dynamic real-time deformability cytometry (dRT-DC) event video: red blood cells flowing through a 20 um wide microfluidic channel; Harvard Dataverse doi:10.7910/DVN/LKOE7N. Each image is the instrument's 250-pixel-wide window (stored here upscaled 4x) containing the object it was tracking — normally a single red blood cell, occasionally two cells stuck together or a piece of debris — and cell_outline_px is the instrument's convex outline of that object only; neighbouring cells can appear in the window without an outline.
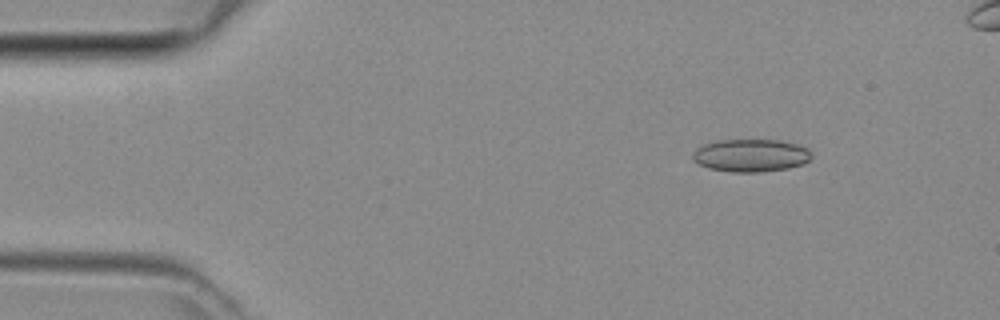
{"species": "common noctule bat (a hibernating species)", "species_latin": "Nyctalus noctula", "temperature_condition": "room temperature", "stored_images_in_passage": 43, "camera_frame_rate_fps": 3000, "um_per_image_px": 0.085, "animal": {"sex": "female", "body_mass_g": 29.2, "forearm_length_mm": 56.3}, "frame": {"image": 1, "passage_image": 4, "time_ms": 1.0, "image_size_px": [1000, 320], "cell_outline_px": [[812, 156], [804, 164], [788, 168], [760, 172], [732, 172], [708, 168], [692, 160], [692, 152], [696, 148], [704, 144], [716, 140], [780, 140], [796, 144], [808, 148], [812, 152]], "centroid_in_image_um": [63.81, 13.21], "position_along_channel_um": 21.2, "area_um2": 22.83}}
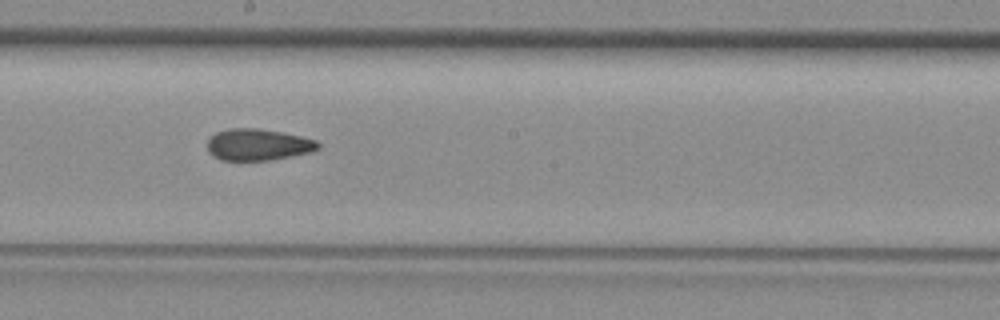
{"frame": {"image": 2, "passage_image": 23, "time_ms": 7.333, "image_size_px": [1000, 320], "cell_outline_px": [[320, 148], [312, 152], [272, 160], [220, 160], [212, 156], [208, 152], [208, 140], [216, 132], [228, 128], [256, 128], [280, 132], [300, 136], [316, 140], [320, 144]], "centroid_in_image_um": [21.93, 12.3], "position_along_channel_um": 226.3, "area_um2": 20.46}}
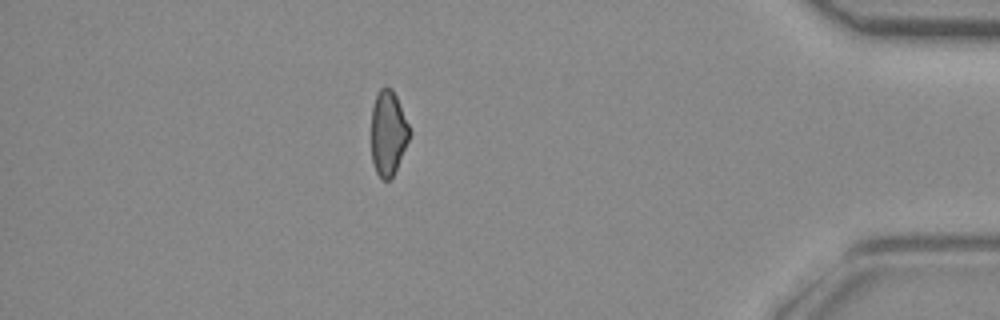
{"frame": {"image": 3, "passage_image": 38, "time_ms": 12.333, "image_size_px": [1000, 320], "cell_outline_px": [[412, 132], [396, 168], [392, 176], [388, 180], [384, 180], [376, 172], [372, 160], [372, 108], [376, 96], [380, 88], [384, 84], [392, 88], [396, 96]], "centroid_in_image_um": [33.0, 11.26], "position_along_channel_um": 402.2, "area_um2": 18.73}}